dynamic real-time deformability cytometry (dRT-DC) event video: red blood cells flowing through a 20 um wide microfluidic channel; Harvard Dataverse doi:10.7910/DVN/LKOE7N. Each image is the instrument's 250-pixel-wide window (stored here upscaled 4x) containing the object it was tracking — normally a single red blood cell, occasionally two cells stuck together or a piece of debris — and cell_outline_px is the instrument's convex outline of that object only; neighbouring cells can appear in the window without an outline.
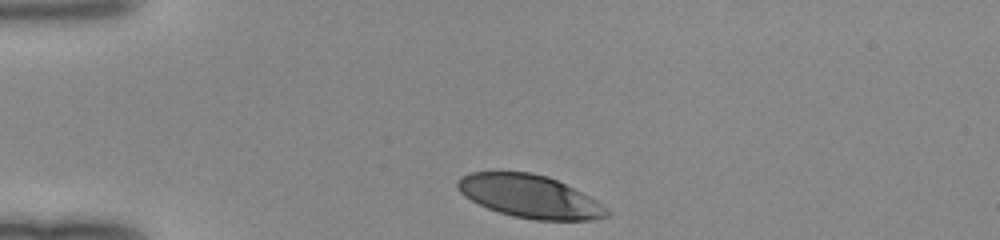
{"species": "human", "species_latin": "Homo sapiens", "temperature_condition": "room temperature", "stored_images_in_passage": 30, "camera_frame_rate_fps": 3000, "um_per_image_px": 0.085, "donor": {"sex": "female"}, "frame": {"image": 1, "passage_image": 1, "time_ms": 0.0, "image_size_px": [1000, 240], "cell_outline_px": [[612, 212], [608, 216], [596, 220], [536, 220], [512, 216], [488, 208], [464, 196], [456, 188], [456, 180], [460, 176], [468, 172], [532, 172], [548, 176], [596, 200], [608, 208]], "centroid_in_image_um": [45.02, 16.69], "position_along_channel_um": 40.0, "area_um2": 37.34}}
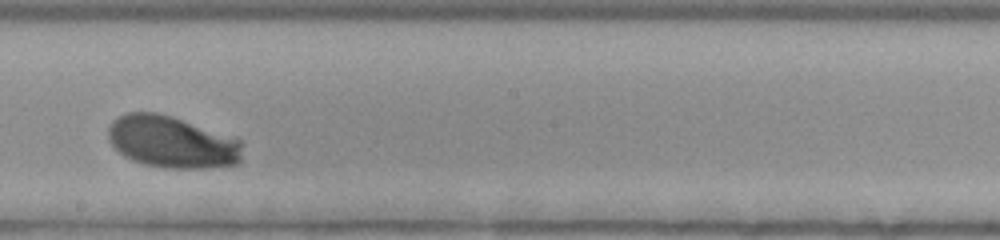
{"frame": {"image": 2, "passage_image": 18, "time_ms": 5.667, "image_size_px": [1000, 240], "cell_outline_px": [[240, 164], [208, 168], [164, 168], [144, 164], [132, 160], [124, 156], [112, 144], [108, 136], [108, 128], [112, 120], [128, 112], [156, 112], [172, 116], [240, 140]], "centroid_in_image_um": [14.58, 12.08], "position_along_channel_um": 233.6, "area_um2": 40.29}}
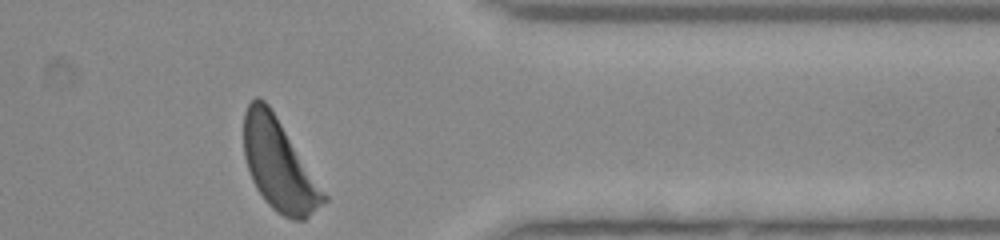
{"frame": {"image": 3, "passage_image": 30, "time_ms": 9.667, "image_size_px": [1000, 240], "cell_outline_px": [[328, 200], [304, 220], [292, 220], [276, 212], [264, 200], [256, 188], [252, 180], [244, 156], [244, 112], [248, 104], [256, 96], [260, 96], [268, 104], [276, 116], [328, 196]], "centroid_in_image_um": [23.7, 14.03], "position_along_channel_um": 387.7, "area_um2": 42.14}}